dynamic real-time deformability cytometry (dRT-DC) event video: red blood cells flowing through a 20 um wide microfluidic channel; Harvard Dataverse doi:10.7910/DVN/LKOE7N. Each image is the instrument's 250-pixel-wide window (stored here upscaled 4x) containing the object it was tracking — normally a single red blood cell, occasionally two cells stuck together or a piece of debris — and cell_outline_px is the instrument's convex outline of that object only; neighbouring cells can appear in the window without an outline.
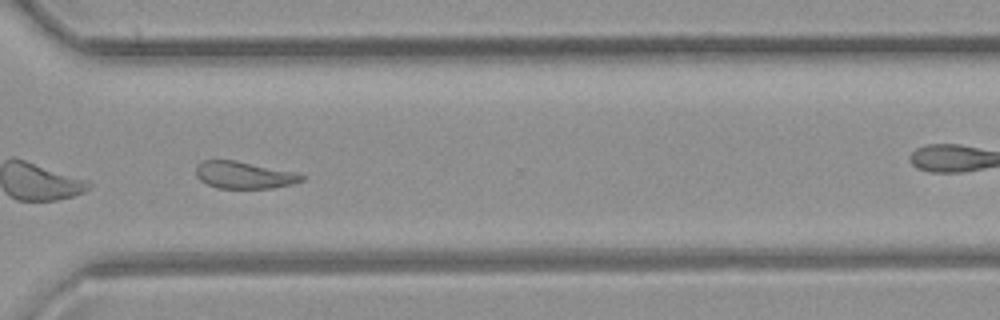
{"species": "common noctule bat (a hibernating species)", "species_latin": "Nyctalus noctula", "temperature_condition": "room temperature", "stored_images_in_passage": 52, "camera_frame_rate_fps": 3000, "um_per_image_px": 0.085, "animal": {"sex": "female", "body_mass_g": 21.9}, "frame": {"image": 1, "passage_image": 37, "time_ms": 12.0, "image_size_px": [1000, 320], "cell_outline_px": [[304, 180], [292, 184], [272, 188], [216, 188], [200, 180], [196, 176], [196, 164], [204, 160], [236, 160], [292, 172], [304, 176]], "centroid_in_image_um": [20.69, 14.88], "position_along_channel_um": 349.9, "area_um2": 16.53}}